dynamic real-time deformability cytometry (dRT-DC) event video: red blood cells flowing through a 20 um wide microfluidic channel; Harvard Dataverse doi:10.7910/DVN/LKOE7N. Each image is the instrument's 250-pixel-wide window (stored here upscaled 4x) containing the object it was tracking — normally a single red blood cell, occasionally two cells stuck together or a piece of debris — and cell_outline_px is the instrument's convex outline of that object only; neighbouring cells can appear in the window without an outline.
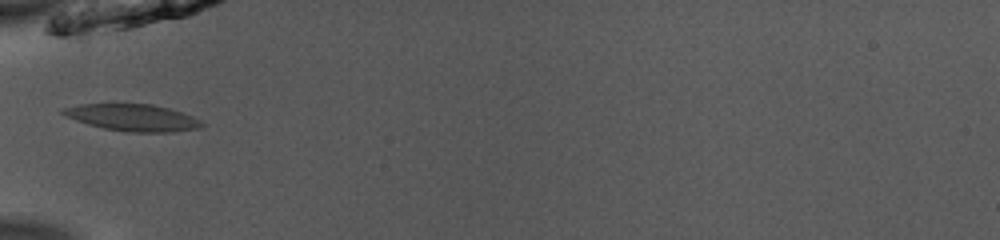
{"species": "common noctule bat (a hibernating species)", "species_latin": "Nyctalus noctula", "temperature_condition": "room temperature", "stored_images_in_passage": 4, "camera_frame_rate_fps": 3000, "um_per_image_px": 0.085, "animal": {"sex": "male", "body_mass_g": 13.0, "forearm_length_mm": 53.1}, "frame": {"image": 1, "passage_image": 1, "time_ms": 0.0, "image_size_px": [1000, 240], "cell_outline_px": [[204, 124], [200, 128], [172, 132], [136, 132], [104, 128], [88, 124], [76, 120], [60, 112], [60, 108], [80, 104], [152, 104], [168, 108], [192, 116], [200, 120]], "centroid_in_image_um": [11.28, 9.99], "position_along_channel_um": 73.7, "area_um2": 21.44}}